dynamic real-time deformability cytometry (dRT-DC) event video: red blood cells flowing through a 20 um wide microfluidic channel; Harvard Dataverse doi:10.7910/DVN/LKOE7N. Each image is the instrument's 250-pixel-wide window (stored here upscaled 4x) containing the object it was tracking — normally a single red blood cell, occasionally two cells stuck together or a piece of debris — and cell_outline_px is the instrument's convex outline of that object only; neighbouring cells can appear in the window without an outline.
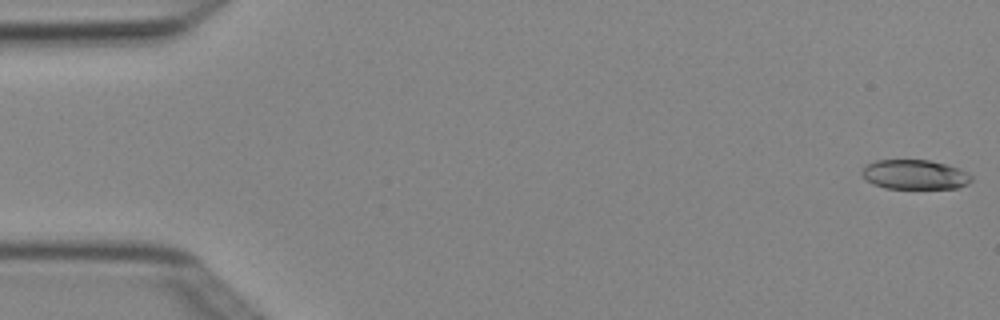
{"species": "Egyptian fruit bat (a non-hibernating species)", "species_latin": "Rousettus aegyptiacus", "temperature_condition": "cold", "stored_images_in_passage": 5, "camera_frame_rate_fps": 3000, "um_per_image_px": 0.085, "animal": {"sex": "female"}, "frame": {"image": 1, "passage_image": 1, "time_ms": 0.0, "image_size_px": [1000, 320], "cell_outline_px": [[972, 180], [968, 184], [960, 188], [884, 188], [872, 184], [860, 172], [868, 164], [876, 160], [928, 160], [960, 168], [968, 172], [972, 176]], "centroid_in_image_um": [77.79, 14.84], "position_along_channel_um": 7.2, "area_um2": 18.84}}
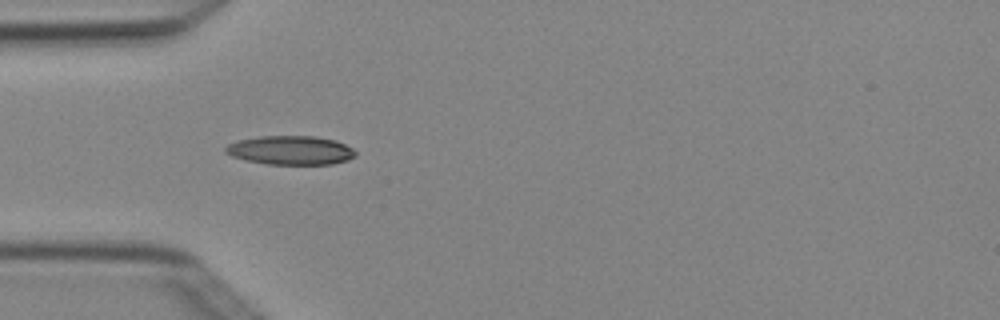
{"frame": {"image": 2, "passage_image": 4, "time_ms": 1.0, "image_size_px": [1000, 320], "cell_outline_px": [[356, 156], [348, 160], [332, 164], [268, 164], [244, 160], [232, 156], [224, 152], [224, 148], [228, 144], [236, 140], [260, 136], [316, 136], [336, 140], [352, 148], [356, 152]], "centroid_in_image_um": [24.68, 12.77], "position_along_channel_um": 60.3, "area_um2": 22.08}}
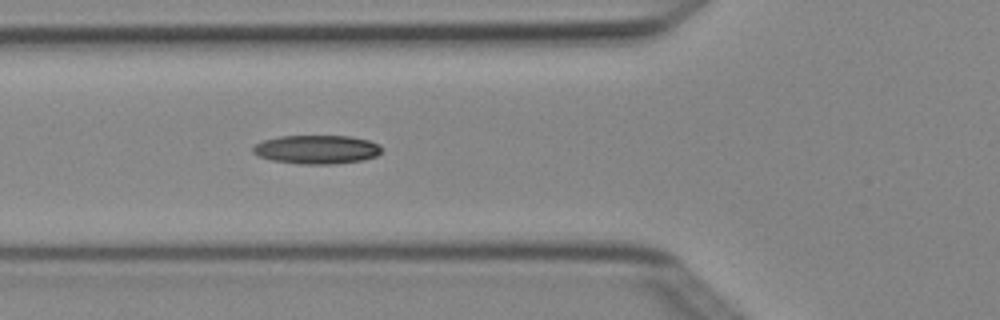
{"frame": {"image": 3, "passage_image": 5, "time_ms": 1.333, "image_size_px": [1000, 320], "cell_outline_px": [[380, 152], [376, 156], [364, 160], [336, 164], [300, 164], [272, 160], [260, 156], [252, 152], [252, 148], [256, 144], [264, 140], [280, 136], [348, 136], [368, 140], [380, 144]], "centroid_in_image_um": [26.93, 12.71], "position_along_channel_um": 98.9, "area_um2": 21.5}}